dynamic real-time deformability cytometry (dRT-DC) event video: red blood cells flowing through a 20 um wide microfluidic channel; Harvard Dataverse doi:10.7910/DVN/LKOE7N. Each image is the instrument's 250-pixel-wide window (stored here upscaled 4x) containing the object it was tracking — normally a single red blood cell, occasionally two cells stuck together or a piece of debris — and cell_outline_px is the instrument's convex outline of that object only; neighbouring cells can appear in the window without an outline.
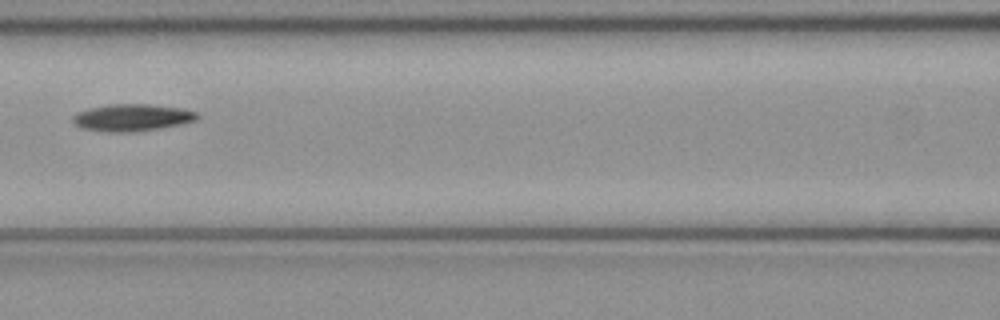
{"species": "common noctule bat (a hibernating species)", "species_latin": "Nyctalus noctula", "temperature_condition": "cold", "stored_images_in_passage": 6, "camera_frame_rate_fps": 3000, "um_per_image_px": 0.085, "animal": {"sex": "female", "body_mass_g": 21.9}, "frame": {"image": 1, "passage_image": 6, "time_ms": 1.667, "image_size_px": [1000, 320], "cell_outline_px": [[200, 116], [196, 120], [180, 124], [160, 128], [132, 132], [104, 132], [80, 128], [72, 120], [72, 116], [76, 112], [108, 104], [148, 104], [184, 108], [196, 112]], "centroid_in_image_um": [11.22, 9.99], "position_along_channel_um": 155.4, "area_um2": 19.71}}